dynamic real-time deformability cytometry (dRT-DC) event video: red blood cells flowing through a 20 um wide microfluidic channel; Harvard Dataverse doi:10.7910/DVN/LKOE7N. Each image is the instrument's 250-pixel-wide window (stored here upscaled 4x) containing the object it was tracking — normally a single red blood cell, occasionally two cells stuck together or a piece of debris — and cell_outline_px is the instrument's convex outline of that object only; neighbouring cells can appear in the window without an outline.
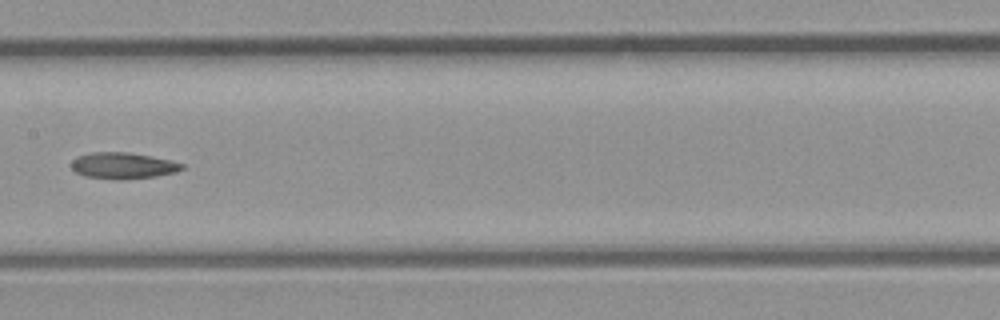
{"species": "common noctule bat (a hibernating species)", "species_latin": "Nyctalus noctula", "temperature_condition": "room temperature", "stored_images_in_passage": 35, "camera_frame_rate_fps": 3000, "um_per_image_px": 0.085, "animal": {"sex": "male", "body_mass_g": 23.1, "forearm_length_mm": 52.7}, "frame": {"image": 1, "passage_image": 20, "time_ms": 6.333, "image_size_px": [1000, 320], "cell_outline_px": [[184, 168], [176, 172], [156, 176], [124, 180], [120, 180], [84, 176], [76, 172], [72, 168], [72, 160], [76, 156], [92, 152], [128, 152], [152, 156], [172, 160], [184, 164]], "centroid_in_image_um": [10.47, 14.08], "position_along_channel_um": 196.9, "area_um2": 17.11}}